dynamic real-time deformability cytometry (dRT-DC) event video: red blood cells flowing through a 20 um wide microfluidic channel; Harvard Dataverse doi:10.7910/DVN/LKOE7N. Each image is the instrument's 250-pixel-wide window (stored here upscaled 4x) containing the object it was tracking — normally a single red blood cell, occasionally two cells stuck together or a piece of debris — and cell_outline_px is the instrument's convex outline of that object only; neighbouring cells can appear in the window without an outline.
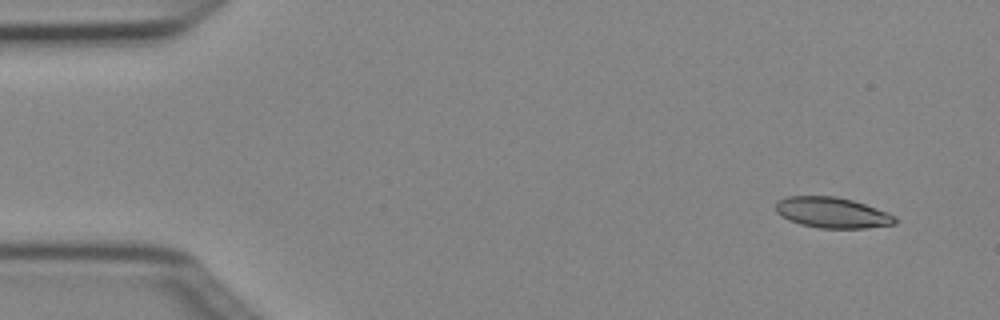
{"species": "Egyptian fruit bat (a non-hibernating species)", "species_latin": "Rousettus aegyptiacus", "temperature_condition": "cold", "stored_images_in_passage": 4, "camera_frame_rate_fps": 3000, "um_per_image_px": 0.085, "animal": {"sex": "female"}, "frame": {"image": 1, "passage_image": 1, "time_ms": 0.0, "image_size_px": [1000, 320], "cell_outline_px": [[896, 224], [868, 228], [820, 228], [800, 224], [788, 220], [780, 216], [776, 212], [776, 204], [780, 200], [788, 196], [836, 196], [852, 200], [864, 204], [896, 216]], "centroid_in_image_um": [70.72, 18.08], "position_along_channel_um": 14.3, "area_um2": 21.27}}
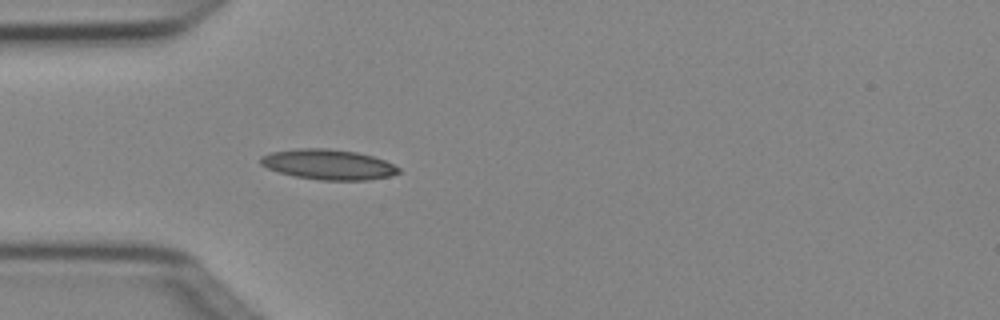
{"frame": {"image": 2, "passage_image": 4, "time_ms": 1.0, "image_size_px": [1000, 320], "cell_outline_px": [[400, 172], [392, 176], [368, 180], [320, 180], [296, 176], [280, 172], [268, 168], [260, 164], [260, 156], [272, 152], [300, 148], [328, 148], [356, 152], [372, 156], [384, 160], [400, 168]], "centroid_in_image_um": [27.92, 13.98], "position_along_channel_um": 57.1, "area_um2": 24.22}}